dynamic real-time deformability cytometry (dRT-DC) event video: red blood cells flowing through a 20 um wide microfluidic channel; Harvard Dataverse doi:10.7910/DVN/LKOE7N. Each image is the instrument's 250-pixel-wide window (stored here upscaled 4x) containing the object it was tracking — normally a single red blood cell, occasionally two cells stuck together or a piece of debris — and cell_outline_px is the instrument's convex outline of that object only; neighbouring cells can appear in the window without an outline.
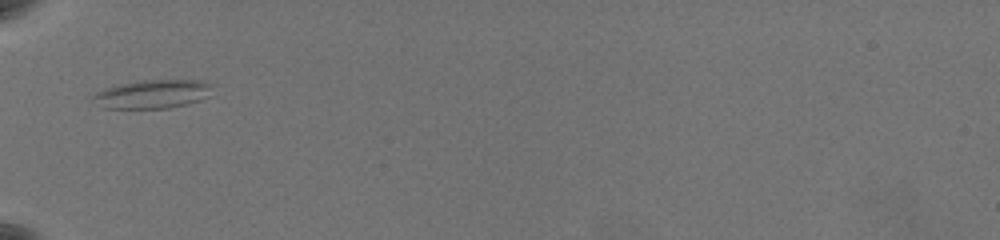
{"species": "common noctule bat (a hibernating species)", "species_latin": "Nyctalus noctula", "temperature_condition": "warm", "stored_images_in_passage": 38, "camera_frame_rate_fps": 3000, "um_per_image_px": 0.085, "animal": {"sex": "female", "body_mass_g": 19.5, "forearm_length_mm": 54.1}, "frame": {"image": 1, "passage_image": 1, "time_ms": 0.0, "image_size_px": [1000, 240], "cell_outline_px": [[212, 84], [204, 96], [200, 100], [168, 108], [104, 108], [92, 96], [100, 88], [116, 84], [144, 80], [204, 80]], "centroid_in_image_um": [12.9, 7.97], "position_along_channel_um": 72.1, "area_um2": 19.59}}
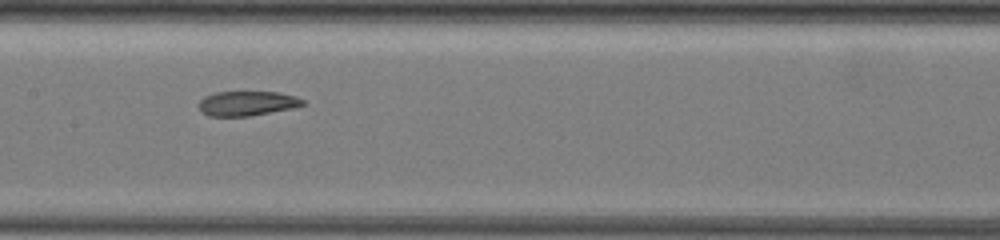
{"frame": {"image": 2, "passage_image": 11, "time_ms": 3.333, "image_size_px": [1000, 240], "cell_outline_px": [[308, 104], [292, 108], [248, 116], [208, 116], [200, 108], [200, 100], [204, 96], [216, 92], [280, 92], [296, 96], [304, 100]], "centroid_in_image_um": [21.05, 8.78], "position_along_channel_um": 186.3, "area_um2": 14.85}}
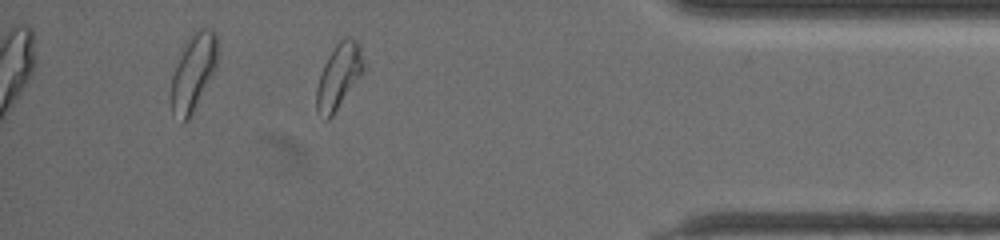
{"frame": {"image": 3, "passage_image": 32, "time_ms": 10.333, "image_size_px": [1000, 240], "cell_outline_px": [[364, 72], [332, 116], [328, 120], [324, 120], [316, 112], [316, 88], [324, 64], [328, 56], [336, 44], [344, 36], [348, 36], [356, 40], [360, 44], [364, 64]], "centroid_in_image_um": [28.8, 6.48], "position_along_channel_um": 406.4, "area_um2": 17.98}, "authors_computed_cell_mechanics": {"area_um2": 16.2707, "velocity_mm_per_s": 3.5394, "shape_relaxation_time_tau1_ms": null, "shape_relaxation_time_tau2_ms": 3.5394, "deformation_change_tau1": null, "deformation_change_tau2": 0.1012}}